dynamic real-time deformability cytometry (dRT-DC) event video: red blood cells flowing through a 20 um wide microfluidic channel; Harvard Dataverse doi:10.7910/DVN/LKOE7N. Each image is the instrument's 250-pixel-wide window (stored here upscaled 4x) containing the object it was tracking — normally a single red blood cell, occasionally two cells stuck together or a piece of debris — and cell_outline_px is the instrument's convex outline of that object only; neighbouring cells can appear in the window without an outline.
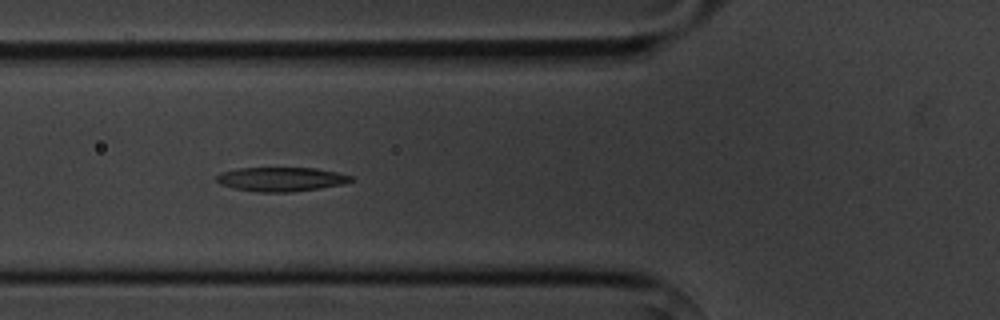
{"species": "common noctule bat (a hibernating species)", "species_latin": "Nyctalus noctula", "temperature_condition": "cold", "stored_images_in_passage": 7, "camera_frame_rate_fps": 3000, "um_per_image_px": 0.085, "animal": {"sex": "male", "body_mass_g": 20.1, "forearm_length_mm": 53.5}, "frame": {"image": 1, "passage_image": 6, "time_ms": 5.667, "image_size_px": [1000, 320], "cell_outline_px": [[352, 180], [340, 184], [320, 188], [292, 192], [260, 192], [236, 188], [220, 184], [216, 180], [216, 176], [220, 172], [240, 168], [316, 168], [336, 172], [352, 176]], "centroid_in_image_um": [23.86, 15.23], "position_along_channel_um": 101.9, "area_um2": 18.67}}
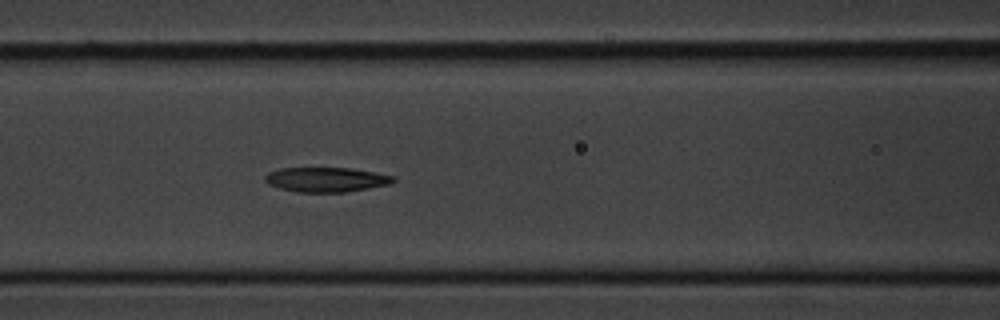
{"frame": {"image": 2, "passage_image": 7, "time_ms": 6.667, "image_size_px": [1000, 320], "cell_outline_px": [[396, 180], [392, 184], [344, 192], [296, 192], [280, 188], [268, 184], [264, 180], [264, 176], [268, 172], [280, 168], [348, 168], [396, 176]], "centroid_in_image_um": [27.72, 15.26], "position_along_channel_um": 138.9, "area_um2": 18.44}}